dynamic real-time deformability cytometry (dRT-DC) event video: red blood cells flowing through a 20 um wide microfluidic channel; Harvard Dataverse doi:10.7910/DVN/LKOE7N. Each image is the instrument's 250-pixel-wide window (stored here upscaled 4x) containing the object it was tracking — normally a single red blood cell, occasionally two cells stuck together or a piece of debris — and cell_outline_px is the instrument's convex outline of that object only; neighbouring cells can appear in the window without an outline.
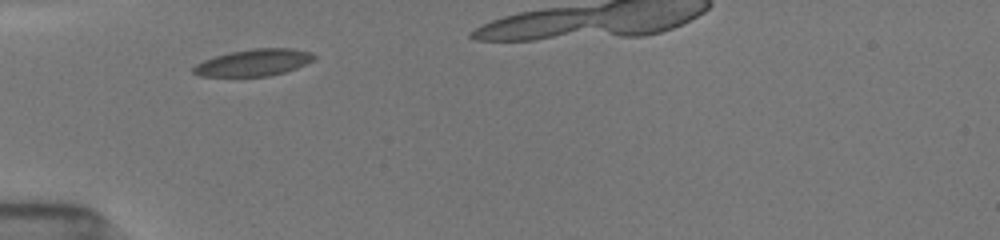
{"species": "common noctule bat (a hibernating species)", "species_latin": "Nyctalus noctula", "temperature_condition": "room temperature", "stored_images_in_passage": 4, "camera_frame_rate_fps": 3000, "um_per_image_px": 0.085, "animal": {"sex": "female", "body_mass_g": 19.5, "forearm_length_mm": 54.1}, "frame": {"image": 1, "passage_image": 1, "time_ms": 0.0, "image_size_px": [1000, 240], "cell_outline_px": [[316, 56], [312, 60], [296, 68], [284, 72], [268, 76], [200, 76], [192, 72], [192, 68], [196, 64], [204, 60], [216, 56], [232, 52], [252, 48], [292, 48], [308, 52]], "centroid_in_image_um": [21.54, 5.32], "position_along_channel_um": 63.5, "area_um2": 18.55}}
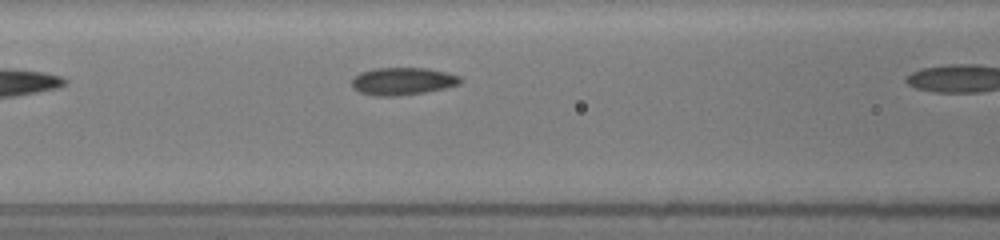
{"frame": {"image": 2, "passage_image": 3, "time_ms": 0.667, "image_size_px": [1000, 240], "cell_outline_px": [[460, 84], [444, 88], [424, 92], [396, 96], [376, 96], [360, 92], [352, 88], [352, 80], [360, 72], [376, 68], [428, 68], [448, 72], [460, 76]], "centroid_in_image_um": [34.22, 6.9], "position_along_channel_um": 132.4, "area_um2": 17.34}}